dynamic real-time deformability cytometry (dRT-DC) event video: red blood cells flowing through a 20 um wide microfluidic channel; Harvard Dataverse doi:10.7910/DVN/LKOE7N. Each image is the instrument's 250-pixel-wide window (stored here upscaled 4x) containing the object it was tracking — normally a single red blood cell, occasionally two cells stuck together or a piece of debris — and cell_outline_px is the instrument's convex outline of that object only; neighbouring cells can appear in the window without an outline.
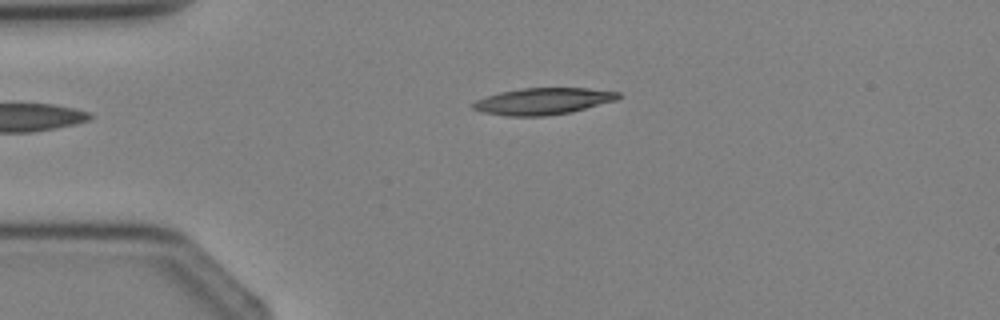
{"species": "Egyptian fruit bat (a non-hibernating species)", "species_latin": "Rousettus aegyptiacus", "temperature_condition": "cold", "stored_images_in_passage": 4, "camera_frame_rate_fps": 3000, "um_per_image_px": 0.085, "animal": {"sex": "female"}, "frame": {"image": 1, "passage_image": 4, "time_ms": 4.333, "image_size_px": [1000, 320], "cell_outline_px": [[620, 96], [616, 100], [572, 112], [544, 116], [508, 116], [484, 112], [472, 108], [472, 104], [476, 100], [500, 92], [524, 88], [588, 88], [620, 92]], "centroid_in_image_um": [46.18, 8.6], "position_along_channel_um": 38.8, "area_um2": 22.37}}